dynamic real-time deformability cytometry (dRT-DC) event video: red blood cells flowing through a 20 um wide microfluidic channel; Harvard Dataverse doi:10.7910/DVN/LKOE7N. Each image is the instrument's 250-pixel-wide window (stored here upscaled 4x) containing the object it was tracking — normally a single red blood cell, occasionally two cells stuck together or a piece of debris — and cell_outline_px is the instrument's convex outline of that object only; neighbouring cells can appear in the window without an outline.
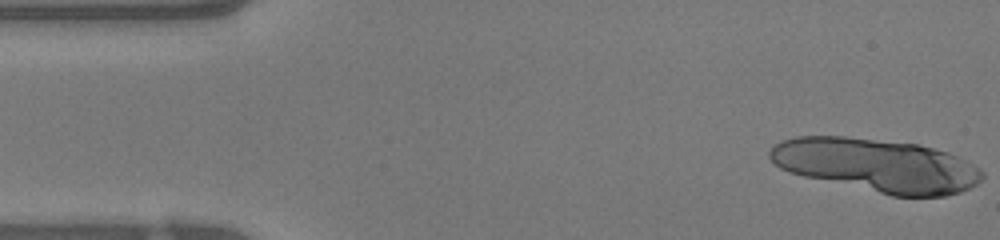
{"species": "human", "species_latin": "Homo sapiens", "temperature_condition": "warm", "stored_images_in_passage": 12, "camera_frame_rate_fps": 3000, "um_per_image_px": 0.085, "donor": {"sex": "female"}, "frame": {"image": 1, "passage_image": 1, "time_ms": 0.0, "image_size_px": [1000, 240], "cell_outline_px": [[984, 176], [976, 184], [960, 192], [944, 196], [892, 196], [804, 176], [788, 172], [780, 168], [768, 156], [768, 152], [772, 144], [780, 140], [796, 136], [844, 136], [916, 144], [948, 152], [980, 168], [984, 172]], "centroid_in_image_um": [74.47, 14.04], "position_along_channel_um": 10.5, "area_um2": 65.89}}